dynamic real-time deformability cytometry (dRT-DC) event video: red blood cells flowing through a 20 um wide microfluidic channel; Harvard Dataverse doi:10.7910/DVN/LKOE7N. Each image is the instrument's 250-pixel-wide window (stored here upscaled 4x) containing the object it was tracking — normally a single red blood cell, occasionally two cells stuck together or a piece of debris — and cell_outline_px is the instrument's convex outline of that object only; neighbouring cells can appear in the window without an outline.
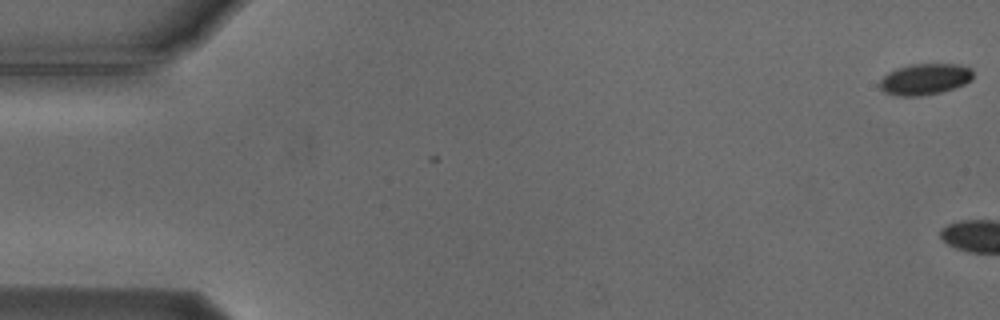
{"species": "Egyptian fruit bat (a non-hibernating species)", "species_latin": "Rousettus aegyptiacus", "temperature_condition": "cold", "stored_images_in_passage": 2, "camera_frame_rate_fps": 3000, "um_per_image_px": 0.085, "animal": {"sex": "male"}, "frame": {"image": 1, "passage_image": 2, "time_ms": 0.333, "image_size_px": [1000, 320], "cell_outline_px": [[972, 80], [964, 84], [940, 92], [920, 96], [896, 96], [884, 92], [880, 88], [880, 80], [888, 72], [896, 68], [908, 64], [960, 64], [972, 68]], "centroid_in_image_um": [78.6, 6.72], "position_along_channel_um": 6.4, "area_um2": 17.05}}